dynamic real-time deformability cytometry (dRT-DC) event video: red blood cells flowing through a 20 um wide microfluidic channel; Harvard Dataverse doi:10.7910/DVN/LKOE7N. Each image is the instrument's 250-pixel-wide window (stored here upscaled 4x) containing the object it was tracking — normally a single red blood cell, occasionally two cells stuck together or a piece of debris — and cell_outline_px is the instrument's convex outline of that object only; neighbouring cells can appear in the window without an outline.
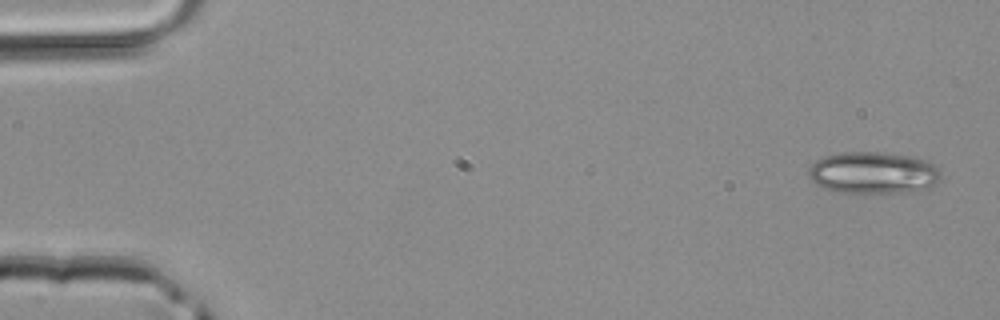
{"species": "common noctule bat (a hibernating species)", "species_latin": "Nyctalus noctula", "temperature_condition": "room temperature", "stored_images_in_passage": 5, "camera_frame_rate_fps": 3000, "um_per_image_px": 0.085, "animal": {"sex": "male", "body_mass_g": 20.4}, "frame": {"image": 1, "passage_image": 5, "time_ms": 1.333, "image_size_px": [1000, 320], "cell_outline_px": [[940, 180], [936, 184], [928, 188], [912, 192], [840, 192], [824, 188], [816, 184], [808, 176], [808, 168], [816, 160], [824, 156], [840, 152], [884, 152], [912, 156], [924, 160], [932, 164], [940, 172]], "centroid_in_image_um": [74.21, 14.68], "position_along_channel_um": 10.8, "area_um2": 32.31}}